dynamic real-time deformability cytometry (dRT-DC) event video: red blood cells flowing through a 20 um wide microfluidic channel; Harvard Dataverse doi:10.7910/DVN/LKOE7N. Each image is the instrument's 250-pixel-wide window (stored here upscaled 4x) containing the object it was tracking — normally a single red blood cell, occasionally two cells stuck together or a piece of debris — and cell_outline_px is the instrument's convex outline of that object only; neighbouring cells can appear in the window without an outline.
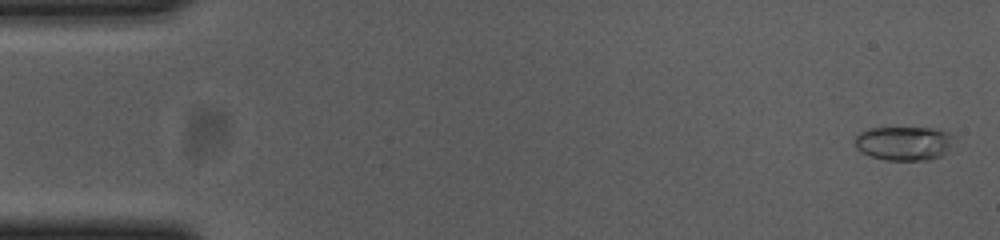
{"species": "common noctule bat (a hibernating species)", "species_latin": "Nyctalus noctula", "temperature_condition": "cold", "stored_images_in_passage": 55, "camera_frame_rate_fps": 3000, "um_per_image_px": 0.085, "animal": {"sex": "female", "body_mass_g": 23.0, "forearm_length_mm": 53.4}, "frame": {"image": 1, "passage_image": 2, "time_ms": 0.333, "image_size_px": [1000, 240], "cell_outline_px": [[956, 136], [944, 152], [940, 156], [928, 160], [884, 160], [872, 156], [856, 148], [856, 136], [860, 132], [868, 128], [936, 128], [948, 132]], "centroid_in_image_um": [76.84, 12.16], "position_along_channel_um": 8.2, "area_um2": 19.48}}
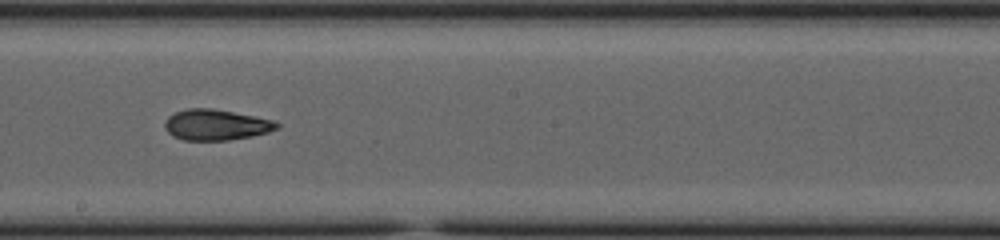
{"frame": {"image": 2, "passage_image": 31, "time_ms": 10.0, "image_size_px": [1000, 240], "cell_outline_px": [[280, 128], [268, 132], [252, 136], [228, 140], [184, 140], [172, 136], [164, 128], [164, 120], [168, 116], [176, 112], [188, 108], [212, 108], [276, 120], [280, 124]], "centroid_in_image_um": [18.37, 10.61], "position_along_channel_um": 229.8, "area_um2": 20.29}}
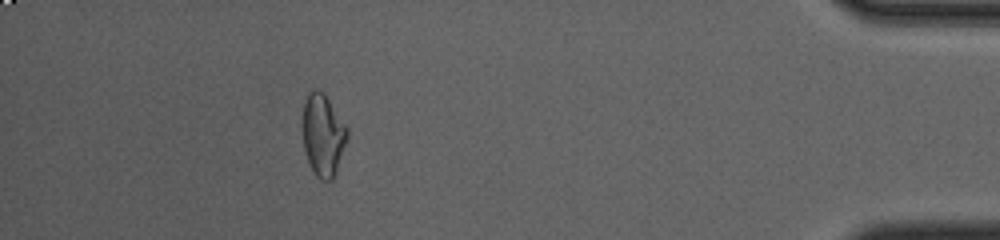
{"frame": {"image": 3, "passage_image": 50, "time_ms": 16.333, "image_size_px": [1000, 240], "cell_outline_px": [[348, 140], [332, 180], [320, 180], [316, 176], [308, 160], [304, 148], [304, 100], [308, 92], [316, 88], [324, 92], [348, 128]], "centroid_in_image_um": [27.48, 11.45], "position_along_channel_um": 407.7, "area_um2": 21.15}, "authors_computed_cell_mechanics": {"area_um2": 20.23, "velocity_mm_per_s": 3.7027, "shape_relaxation_time_tau1_ms": null, "shape_relaxation_time_tau2_ms": 3.7312, "deformation_change_tau1": null, "deformation_change_tau2": 0.0962}}